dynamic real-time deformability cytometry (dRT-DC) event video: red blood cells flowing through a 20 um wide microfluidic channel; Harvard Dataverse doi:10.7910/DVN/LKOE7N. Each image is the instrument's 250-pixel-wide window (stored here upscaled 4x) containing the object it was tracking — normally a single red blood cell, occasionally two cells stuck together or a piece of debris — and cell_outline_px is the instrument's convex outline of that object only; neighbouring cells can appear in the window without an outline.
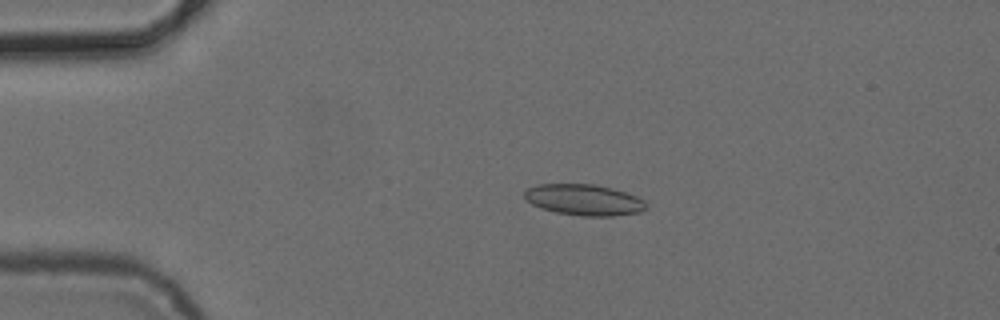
{"species": "common noctule bat (a hibernating species)", "species_latin": "Nyctalus noctula", "temperature_condition": "cold", "stored_images_in_passage": 4, "camera_frame_rate_fps": 3000, "um_per_image_px": 0.085, "animal": {"sex": "female", "body_mass_g": 24.6, "forearm_length_mm": 56.2}, "frame": {"image": 1, "passage_image": 3, "time_ms": 2.333, "image_size_px": [1000, 320], "cell_outline_px": [[644, 208], [640, 212], [612, 216], [580, 216], [556, 212], [532, 204], [524, 196], [524, 192], [528, 188], [536, 184], [596, 184], [612, 188], [636, 196], [644, 200]], "centroid_in_image_um": [49.62, 16.98], "position_along_channel_um": 35.4, "area_um2": 21.79}}